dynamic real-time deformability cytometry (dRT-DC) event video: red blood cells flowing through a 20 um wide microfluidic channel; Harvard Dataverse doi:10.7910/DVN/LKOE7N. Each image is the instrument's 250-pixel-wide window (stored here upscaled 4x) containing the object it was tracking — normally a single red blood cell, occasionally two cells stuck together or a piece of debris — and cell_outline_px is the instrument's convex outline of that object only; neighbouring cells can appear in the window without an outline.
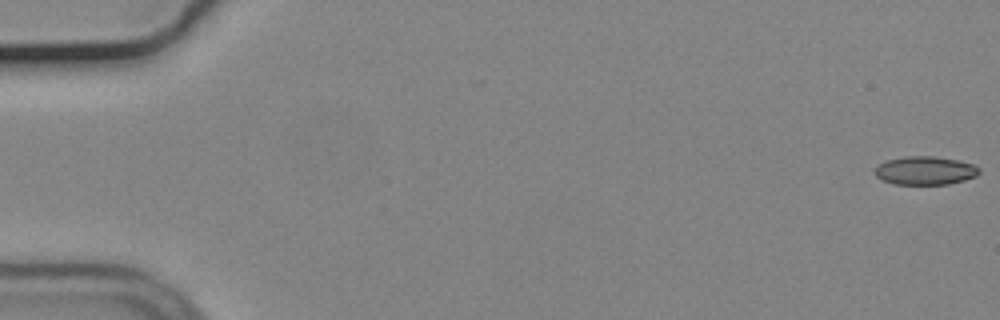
{"species": "common noctule bat (a hibernating species)", "species_latin": "Nyctalus noctula", "temperature_condition": "cold", "stored_images_in_passage": 8, "camera_frame_rate_fps": 3000, "um_per_image_px": 0.085, "animal": {"sex": "male", "body_mass_g": 19.2, "forearm_length_mm": 51.8}, "frame": {"image": 1, "passage_image": 1, "time_ms": 0.0, "image_size_px": [1000, 320], "cell_outline_px": [[980, 172], [976, 176], [964, 180], [948, 184], [892, 184], [880, 180], [876, 176], [876, 168], [884, 160], [904, 156], [936, 156], [956, 160], [972, 164], [980, 168]], "centroid_in_image_um": [78.62, 14.5], "position_along_channel_um": 6.4, "area_um2": 17.34}}